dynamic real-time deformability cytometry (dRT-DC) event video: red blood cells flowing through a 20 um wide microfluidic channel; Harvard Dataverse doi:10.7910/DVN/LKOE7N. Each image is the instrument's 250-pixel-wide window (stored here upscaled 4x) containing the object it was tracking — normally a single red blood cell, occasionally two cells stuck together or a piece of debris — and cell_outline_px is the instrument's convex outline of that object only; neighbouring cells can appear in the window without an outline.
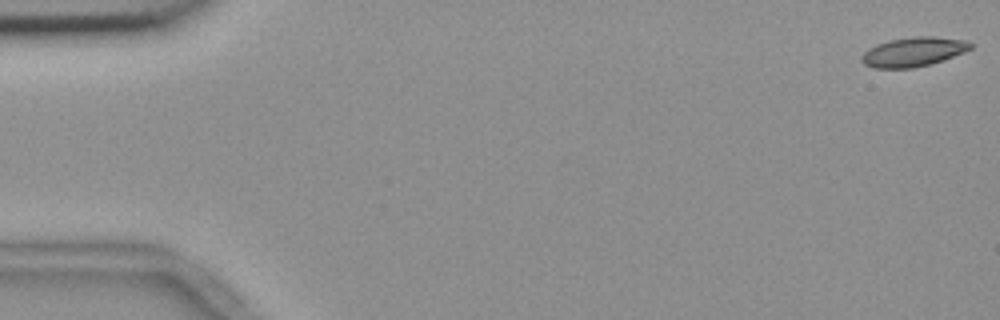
{"species": "common noctule bat (a hibernating species)", "species_latin": "Nyctalus noctula", "temperature_condition": "room temperature", "stored_images_in_passage": 5, "camera_frame_rate_fps": 3000, "um_per_image_px": 0.085, "animal": {"sex": "female", "body_mass_g": 18.4}, "frame": {"image": 1, "passage_image": 1, "time_ms": 0.0, "image_size_px": [1000, 320], "cell_outline_px": [[972, 48], [964, 52], [944, 60], [932, 64], [912, 68], [876, 68], [864, 64], [860, 60], [860, 56], [868, 48], [876, 44], [888, 40], [916, 36], [932, 36], [964, 40], [972, 44]], "centroid_in_image_um": [77.61, 4.41], "position_along_channel_um": 7.4, "area_um2": 18.73}}